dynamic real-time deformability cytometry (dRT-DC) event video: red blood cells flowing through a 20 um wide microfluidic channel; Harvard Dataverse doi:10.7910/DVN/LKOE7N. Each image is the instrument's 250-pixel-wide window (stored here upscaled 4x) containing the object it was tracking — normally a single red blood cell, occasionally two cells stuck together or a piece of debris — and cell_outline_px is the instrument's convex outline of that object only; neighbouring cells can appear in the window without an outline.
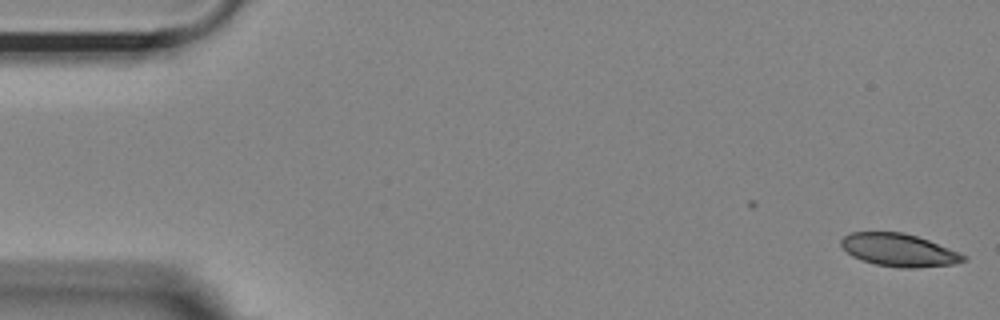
{"species": "Egyptian fruit bat (a non-hibernating species)", "species_latin": "Rousettus aegyptiacus", "temperature_condition": "room temperature", "stored_images_in_passage": 12, "camera_frame_rate_fps": 3000, "um_per_image_px": 0.085, "animal": {"sex": "female"}, "frame": {"image": 1, "passage_image": 1, "time_ms": 0.0, "image_size_px": [1000, 320], "cell_outline_px": [[968, 260], [952, 264], [916, 268], [900, 268], [876, 264], [860, 260], [852, 256], [840, 244], [840, 240], [844, 236], [852, 232], [904, 232], [928, 240], [960, 252], [968, 256]], "centroid_in_image_um": [76.43, 21.26], "position_along_channel_um": 8.6, "area_um2": 23.41}}